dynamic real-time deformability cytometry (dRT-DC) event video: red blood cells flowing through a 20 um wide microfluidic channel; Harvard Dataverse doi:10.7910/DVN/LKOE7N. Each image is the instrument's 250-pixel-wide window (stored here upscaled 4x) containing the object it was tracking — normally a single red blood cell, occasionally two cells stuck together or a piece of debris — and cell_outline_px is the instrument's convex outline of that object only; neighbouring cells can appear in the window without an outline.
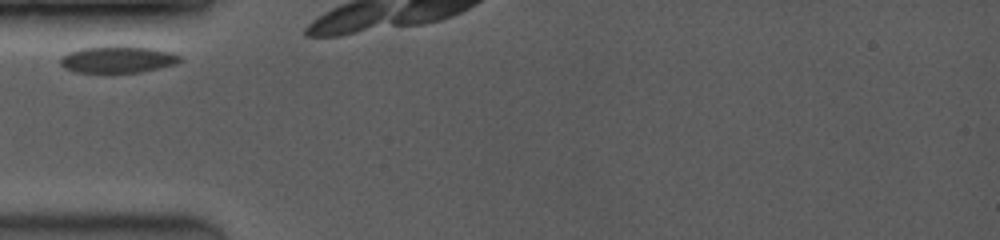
{"species": "common noctule bat (a hibernating species)", "species_latin": "Nyctalus noctula", "temperature_condition": "room temperature", "stored_images_in_passage": 5, "camera_frame_rate_fps": 3500, "um_per_image_px": 0.085, "animal": {"sex": "female", "body_mass_g": 19.0, "forearm_length_mm": 53.3}, "frame": {"image": 1, "passage_image": 1, "time_ms": 0.0, "image_size_px": [1000, 240], "cell_outline_px": [[184, 60], [176, 64], [160, 68], [140, 72], [72, 72], [64, 68], [60, 64], [60, 56], [68, 52], [80, 48], [112, 44], [116, 44], [152, 48], [172, 52], [180, 56]], "centroid_in_image_um": [9.99, 5.02], "position_along_channel_um": 75.0, "area_um2": 19.31}}